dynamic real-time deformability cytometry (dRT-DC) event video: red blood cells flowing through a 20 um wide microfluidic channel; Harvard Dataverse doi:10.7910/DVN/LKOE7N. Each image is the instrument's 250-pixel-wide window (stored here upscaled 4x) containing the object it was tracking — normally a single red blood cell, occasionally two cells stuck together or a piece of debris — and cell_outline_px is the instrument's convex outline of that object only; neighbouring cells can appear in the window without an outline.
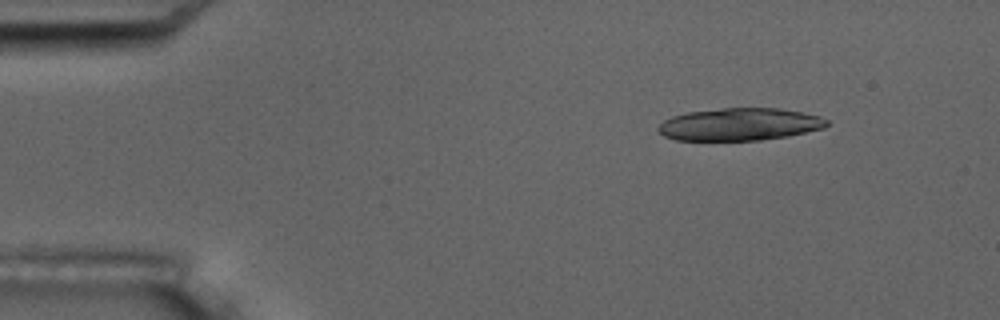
{"species": "common noctule bat (a hibernating species)", "species_latin": "Nyctalus noctula", "temperature_condition": "room temperature", "stored_images_in_passage": 6, "camera_frame_rate_fps": 3000, "um_per_image_px": 0.085, "animal": {"sex": "male", "body_mass_g": 17.5, "forearm_length_mm": 52.3}, "frame": {"image": 1, "passage_image": 2, "time_ms": 1.0, "image_size_px": [1000, 320], "cell_outline_px": [[828, 124], [824, 128], [788, 136], [760, 140], [676, 140], [664, 136], [656, 128], [664, 120], [672, 116], [688, 112], [720, 108], [780, 108], [804, 112], [820, 116], [828, 120]], "centroid_in_image_um": [62.88, 10.56], "position_along_channel_um": 22.1, "area_um2": 31.96}}